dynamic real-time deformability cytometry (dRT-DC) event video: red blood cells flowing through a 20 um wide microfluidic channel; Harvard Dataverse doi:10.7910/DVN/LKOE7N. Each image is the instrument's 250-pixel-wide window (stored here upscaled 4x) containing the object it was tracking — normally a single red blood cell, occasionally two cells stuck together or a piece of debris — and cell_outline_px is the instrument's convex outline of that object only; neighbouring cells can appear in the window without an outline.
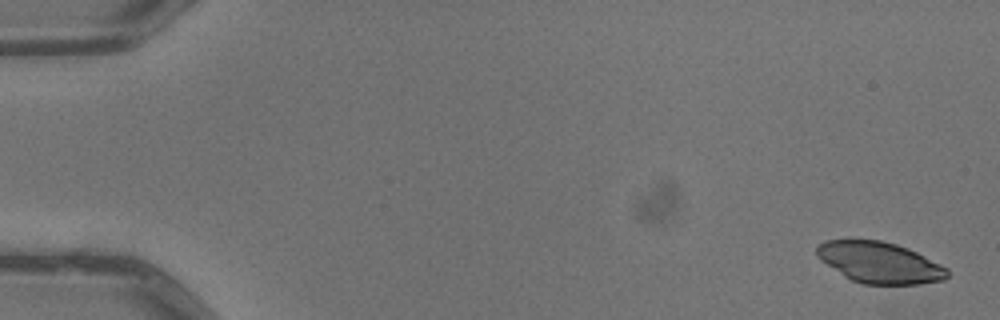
{"species": "common noctule bat (a hibernating species)", "species_latin": "Nyctalus noctula", "temperature_condition": "warm", "stored_images_in_passage": 4, "camera_frame_rate_fps": 3000, "um_per_image_px": 0.085, "animal": {"sex": "male", "body_mass_g": 13.3}, "frame": {"image": 1, "passage_image": 1, "time_ms": 0.0, "image_size_px": [1000, 320], "cell_outline_px": [[948, 276], [944, 280], [920, 284], [864, 284], [852, 280], [844, 276], [820, 260], [816, 256], [816, 248], [824, 240], [880, 240], [896, 244], [908, 248], [948, 268]], "centroid_in_image_um": [74.76, 22.32], "position_along_channel_um": 10.2, "area_um2": 31.21}}